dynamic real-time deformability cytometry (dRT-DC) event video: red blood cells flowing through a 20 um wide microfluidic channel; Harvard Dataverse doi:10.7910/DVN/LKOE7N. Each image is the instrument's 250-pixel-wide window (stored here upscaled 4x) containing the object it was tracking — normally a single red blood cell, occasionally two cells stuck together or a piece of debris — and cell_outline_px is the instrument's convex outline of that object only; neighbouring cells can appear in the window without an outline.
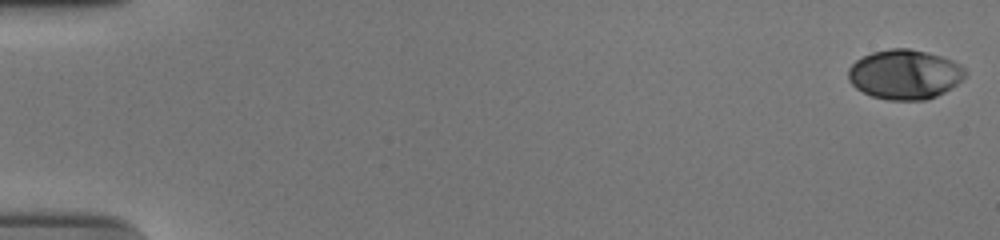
{"species": "human", "species_latin": "Homo sapiens", "temperature_condition": "cold", "stored_images_in_passage": 56, "camera_frame_rate_fps": 3000, "um_per_image_px": 0.085, "donor": {"sex": "male"}, "frame": {"image": 1, "passage_image": 1, "time_ms": 0.0, "image_size_px": [1000, 240], "cell_outline_px": [[964, 76], [956, 84], [944, 92], [928, 100], [888, 100], [872, 96], [856, 88], [848, 80], [848, 68], [856, 60], [872, 52], [892, 48], [908, 48], [940, 56], [952, 60], [960, 64], [964, 68]], "centroid_in_image_um": [76.87, 6.33], "position_along_channel_um": 8.1, "area_um2": 33.58}}
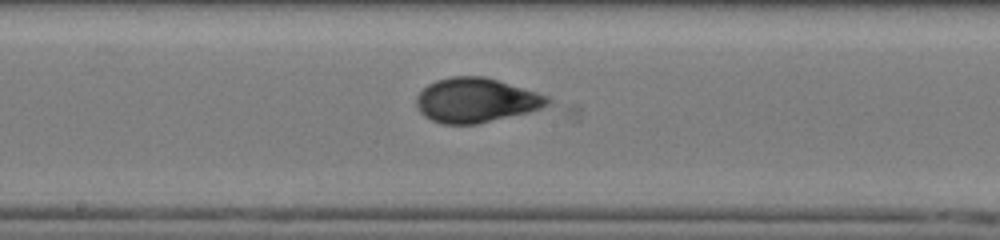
{"frame": {"image": 2, "passage_image": 31, "time_ms": 10.0, "image_size_px": [1000, 240], "cell_outline_px": [[552, 104], [528, 112], [476, 124], [444, 124], [432, 120], [424, 116], [420, 112], [416, 104], [416, 96], [428, 84], [436, 80], [452, 76], [484, 76], [536, 92], [548, 96], [552, 100]], "centroid_in_image_um": [40.45, 8.52], "position_along_channel_um": 207.7, "area_um2": 33.87}}
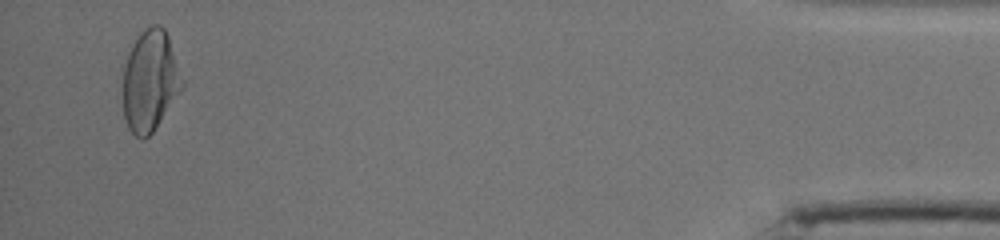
{"frame": {"image": 3, "passage_image": 54, "time_ms": 17.667, "image_size_px": [1000, 240], "cell_outline_px": [[184, 88], [152, 132], [144, 140], [140, 140], [128, 128], [124, 116], [124, 64], [128, 52], [132, 44], [140, 32], [144, 28], [152, 24], [160, 24], [164, 28], [168, 36], [184, 80]], "centroid_in_image_um": [12.77, 6.85], "position_along_channel_um": 422.4, "area_um2": 35.08}, "authors_computed_cell_mechanics": {"area_um2": 33.4373, "velocity_mm_per_s": 3.7407, "shape_relaxation_time_tau1_ms": 5.7761, "shape_relaxation_time_tau2_ms": 0.7939, "deformation_change_tau1": 0.1985, "deformation_change_tau2": 0.0363}}